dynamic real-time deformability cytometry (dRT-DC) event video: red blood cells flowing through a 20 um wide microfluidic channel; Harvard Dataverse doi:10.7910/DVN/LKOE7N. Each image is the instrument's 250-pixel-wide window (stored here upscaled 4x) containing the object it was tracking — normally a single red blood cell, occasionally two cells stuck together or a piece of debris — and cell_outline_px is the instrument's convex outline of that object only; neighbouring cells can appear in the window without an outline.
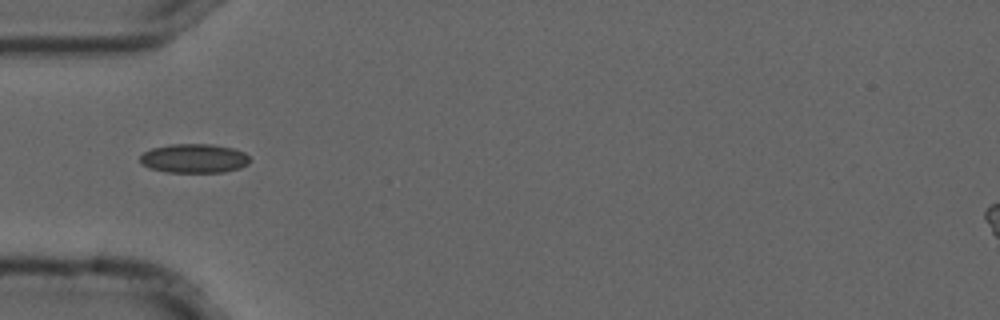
{"species": "common noctule bat (a hibernating species)", "species_latin": "Nyctalus noctula", "temperature_condition": "cold", "stored_images_in_passage": 7, "camera_frame_rate_fps": 3000, "um_per_image_px": 0.085, "animal": {"sex": "male", "forearm_length_mm": 52.5}, "frame": {"image": 1, "passage_image": 5, "time_ms": 1.333, "image_size_px": [1000, 320], "cell_outline_px": [[252, 160], [248, 164], [240, 168], [224, 172], [168, 172], [148, 168], [140, 160], [140, 156], [144, 152], [152, 148], [172, 144], [212, 144], [232, 148], [244, 152]], "centroid_in_image_um": [16.53, 13.46], "position_along_channel_um": 68.5, "area_um2": 18.61}}
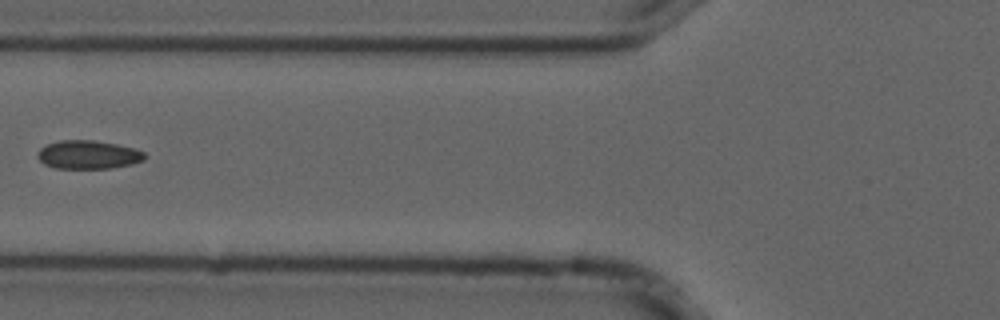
{"frame": {"image": 2, "passage_image": 6, "time_ms": 1.667, "image_size_px": [1000, 320], "cell_outline_px": [[144, 160], [132, 164], [112, 168], [56, 168], [44, 164], [36, 156], [36, 152], [40, 148], [48, 144], [60, 140], [92, 140], [116, 144], [136, 148], [144, 152]], "centroid_in_image_um": [7.49, 13.15], "position_along_channel_um": 118.3, "area_um2": 17.8}}
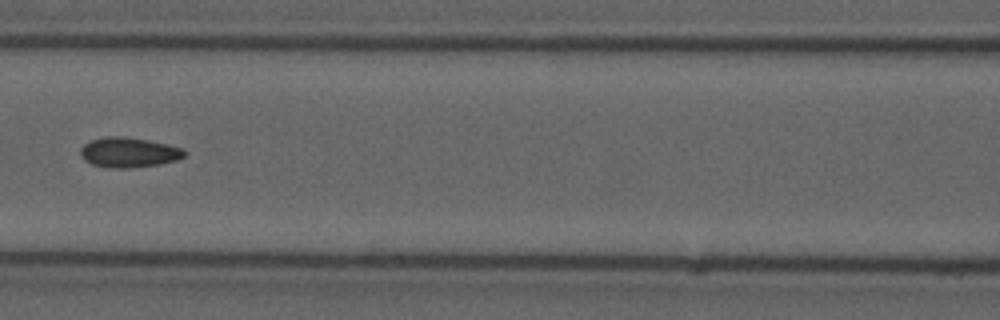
{"frame": {"image": 3, "passage_image": 7, "time_ms": 2.0, "image_size_px": [1000, 320], "cell_outline_px": [[184, 156], [176, 160], [160, 164], [128, 168], [112, 168], [92, 164], [84, 160], [80, 156], [80, 148], [84, 144], [92, 140], [108, 136], [124, 136], [148, 140], [168, 144], [184, 148]], "centroid_in_image_um": [10.93, 12.95], "position_along_channel_um": 155.7, "area_um2": 18.15}}